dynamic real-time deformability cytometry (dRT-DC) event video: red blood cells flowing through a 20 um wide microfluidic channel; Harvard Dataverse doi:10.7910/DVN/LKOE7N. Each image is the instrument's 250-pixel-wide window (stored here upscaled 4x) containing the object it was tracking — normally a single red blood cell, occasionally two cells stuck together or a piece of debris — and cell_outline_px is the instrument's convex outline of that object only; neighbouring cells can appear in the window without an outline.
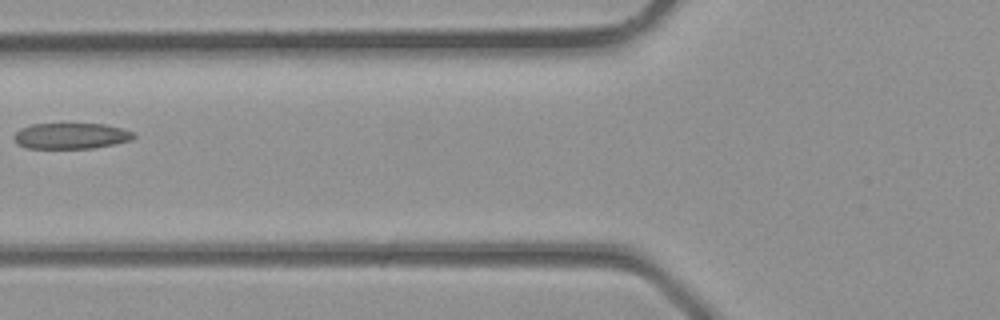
{"species": "common noctule bat (a hibernating species)", "species_latin": "Nyctalus noctula", "temperature_condition": "room temperature", "stored_images_in_passage": 2, "camera_frame_rate_fps": 3000, "um_per_image_px": 0.085, "animal": {"sex": "male", "body_mass_g": 23.1, "forearm_length_mm": 52.7}, "frame": {"image": 1, "passage_image": 2, "time_ms": 0.333, "image_size_px": [1000, 320], "cell_outline_px": [[136, 136], [132, 140], [116, 144], [92, 148], [24, 148], [16, 144], [12, 136], [20, 128], [32, 124], [104, 124], [120, 128], [132, 132]], "centroid_in_image_um": [6.0, 11.56], "position_along_channel_um": 119.8, "area_um2": 18.15}}